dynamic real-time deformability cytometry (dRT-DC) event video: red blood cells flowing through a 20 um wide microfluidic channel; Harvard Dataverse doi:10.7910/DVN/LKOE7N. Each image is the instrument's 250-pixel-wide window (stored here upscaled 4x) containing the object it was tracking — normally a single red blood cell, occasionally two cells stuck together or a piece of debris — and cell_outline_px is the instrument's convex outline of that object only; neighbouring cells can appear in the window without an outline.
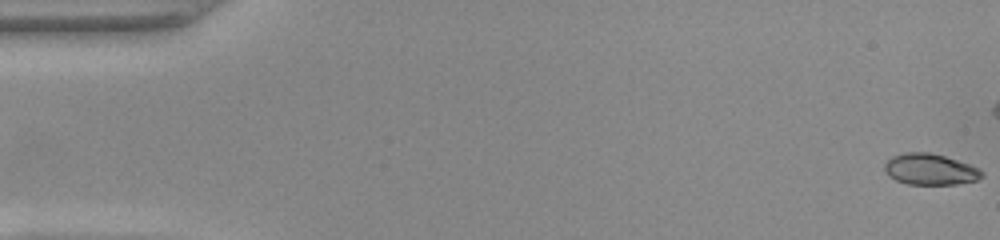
{"species": "common noctule bat (a hibernating species)", "species_latin": "Nyctalus noctula", "temperature_condition": "warm", "stored_images_in_passage": 43, "camera_frame_rate_fps": 3000, "um_per_image_px": 0.085, "animal": {"sex": "female", "body_mass_g": 22.0, "forearm_length_mm": 56.7}, "frame": {"image": 1, "passage_image": 1, "time_ms": 0.0, "image_size_px": [1000, 240], "cell_outline_px": [[984, 176], [976, 180], [956, 184], [908, 184], [896, 180], [888, 176], [884, 172], [884, 164], [892, 156], [904, 152], [928, 152], [944, 156], [980, 168], [984, 172]], "centroid_in_image_um": [79.04, 14.39], "position_along_channel_um": 6.0, "area_um2": 17.69}}
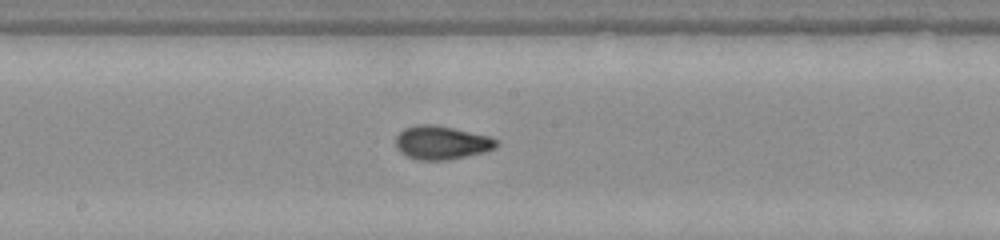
{"frame": {"image": 2, "passage_image": 28, "time_ms": 9.0, "image_size_px": [1000, 240], "cell_outline_px": [[500, 144], [496, 148], [484, 152], [448, 160], [416, 160], [400, 152], [396, 148], [396, 136], [404, 128], [416, 124], [436, 124], [488, 136], [500, 140]], "centroid_in_image_um": [37.54, 12.12], "position_along_channel_um": 210.7, "area_um2": 19.88}}
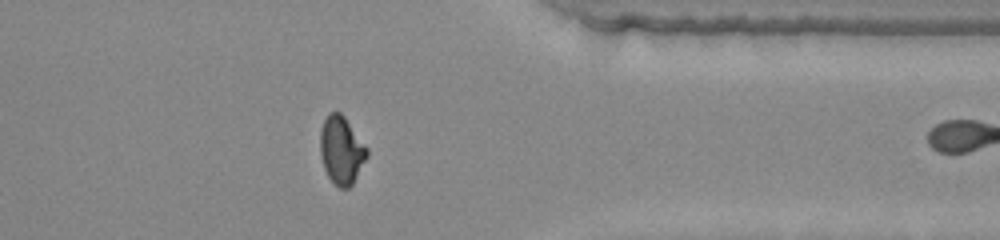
{"frame": {"image": 3, "passage_image": 42, "time_ms": 13.667, "image_size_px": [1000, 240], "cell_outline_px": [[368, 156], [352, 184], [348, 188], [340, 188], [328, 176], [324, 168], [320, 156], [320, 132], [324, 120], [328, 112], [340, 112], [344, 116], [368, 148]], "centroid_in_image_um": [29.02, 12.75], "position_along_channel_um": 382.4, "area_um2": 18.44}}